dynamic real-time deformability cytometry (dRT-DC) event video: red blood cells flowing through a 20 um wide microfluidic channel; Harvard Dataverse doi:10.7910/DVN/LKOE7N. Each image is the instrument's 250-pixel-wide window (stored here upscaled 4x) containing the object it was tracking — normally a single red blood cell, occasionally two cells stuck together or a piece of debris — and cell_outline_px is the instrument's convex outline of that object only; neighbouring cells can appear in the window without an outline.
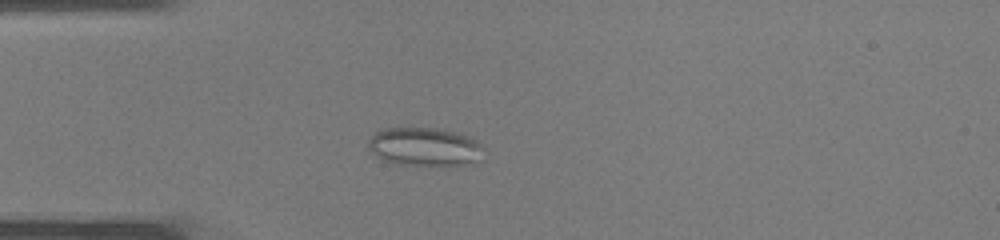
{"species": "common noctule bat (a hibernating species)", "species_latin": "Nyctalus noctula", "temperature_condition": "warm", "stored_images_in_passage": 28, "camera_frame_rate_fps": 3000, "um_per_image_px": 0.085, "animal": {"sex": "male", "body_mass_g": 19.0, "forearm_length_mm": 50.8}, "frame": {"image": 1, "passage_image": 1, "time_ms": 0.0, "image_size_px": [1000, 240], "cell_outline_px": [[484, 148], [476, 160], [464, 164], [396, 164], [384, 160], [376, 156], [368, 148], [368, 140], [376, 132], [384, 128], [436, 128], [456, 132], [472, 136]], "centroid_in_image_um": [36.06, 12.44], "position_along_channel_um": 48.9, "area_um2": 25.43}}
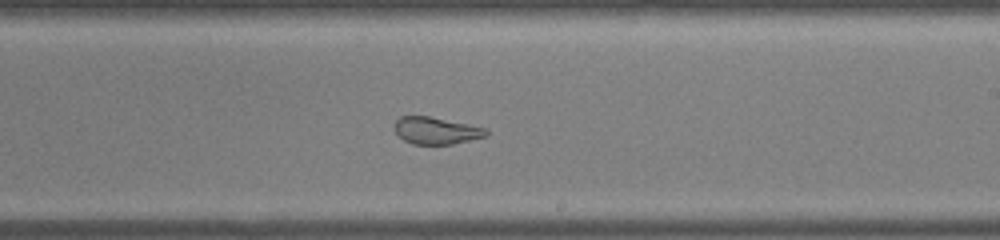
{"frame": {"image": 2, "passage_image": 13, "time_ms": 4.0, "image_size_px": [1000, 240], "cell_outline_px": [[488, 136], [452, 144], [412, 144], [404, 140], [396, 132], [396, 120], [400, 116], [428, 116], [484, 128], [488, 132]], "centroid_in_image_um": [37.07, 11.11], "position_along_channel_um": 251.9, "area_um2": 14.1}}
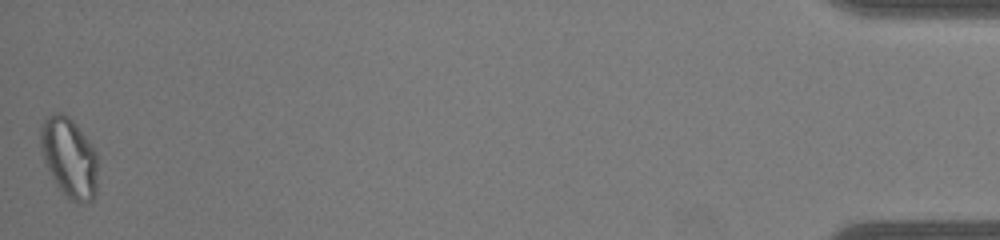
{"frame": {"image": 3, "passage_image": 28, "time_ms": 9.0, "image_size_px": [1000, 240], "cell_outline_px": [[96, 192], [92, 200], [80, 204], [72, 200], [56, 184], [44, 164], [40, 144], [40, 124], [44, 116], [56, 112], [60, 112], [68, 116], [76, 124], [92, 144], [96, 152]], "centroid_in_image_um": [5.85, 13.34], "position_along_channel_um": 429.4, "area_um2": 26.7}}